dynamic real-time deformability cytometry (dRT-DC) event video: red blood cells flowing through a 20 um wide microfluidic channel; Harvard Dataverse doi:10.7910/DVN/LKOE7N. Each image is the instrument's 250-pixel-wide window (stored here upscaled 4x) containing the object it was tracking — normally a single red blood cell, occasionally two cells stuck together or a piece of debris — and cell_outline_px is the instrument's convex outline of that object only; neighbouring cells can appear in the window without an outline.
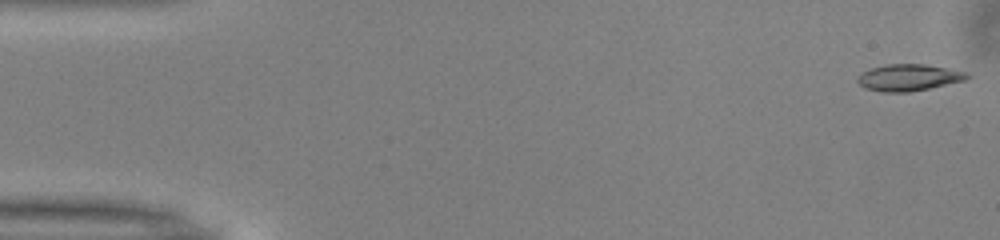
{"species": "common noctule bat (a hibernating species)", "species_latin": "Nyctalus noctula", "temperature_condition": "warm", "stored_images_in_passage": 51, "camera_frame_rate_fps": 3000, "um_per_image_px": 0.085, "animal": {"sex": "male", "body_mass_g": 13.0, "forearm_length_mm": 53.1}, "frame": {"image": 1, "passage_image": 1, "time_ms": 0.0, "image_size_px": [1000, 240], "cell_outline_px": [[972, 76], [964, 80], [928, 88], [908, 92], [884, 92], [864, 88], [856, 80], [864, 72], [872, 68], [884, 64], [924, 64], [968, 72]], "centroid_in_image_um": [77.25, 6.58], "position_along_channel_um": 7.8, "area_um2": 16.76}}
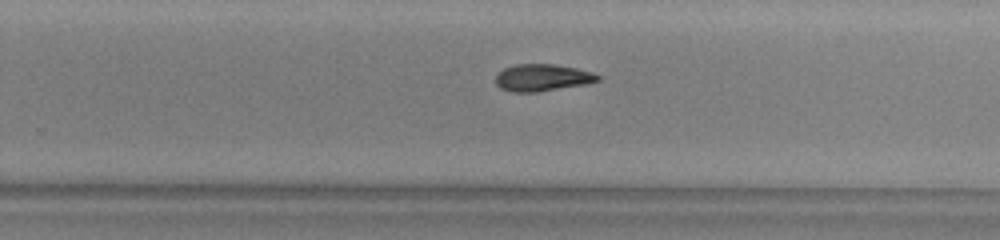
{"frame": {"image": 2, "passage_image": 32, "time_ms": 10.333, "image_size_px": [1000, 240], "cell_outline_px": [[600, 80], [588, 84], [540, 92], [512, 92], [500, 88], [496, 84], [496, 76], [504, 68], [516, 64], [556, 64], [576, 68], [592, 72], [600, 76]], "centroid_in_image_um": [46.12, 6.61], "position_along_channel_um": 283.7, "area_um2": 16.24}}
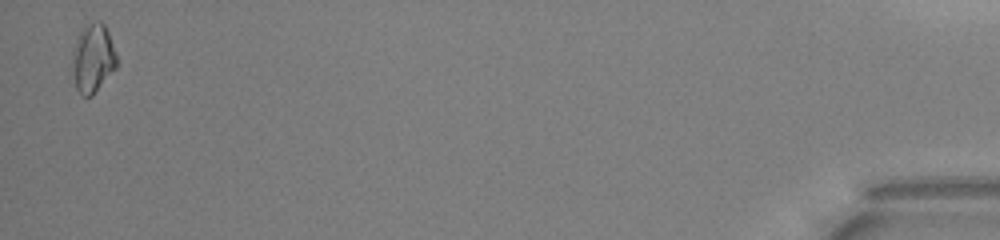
{"frame": {"image": 3, "passage_image": 50, "time_ms": 16.333, "image_size_px": [1000, 240], "cell_outline_px": [[116, 68], [92, 96], [80, 96], [76, 88], [72, 52], [72, 48], [80, 28], [84, 24], [100, 20], [104, 24], [108, 32], [116, 56]], "centroid_in_image_um": [7.88, 4.92], "position_along_channel_um": 427.3, "area_um2": 17.74}, "authors_computed_cell_mechanics": {"area_um2": 16.473, "velocity_mm_per_s": 4.0152, "shape_relaxation_time_tau1_ms": 5.3484, "shape_relaxation_time_tau2_ms": null, "deformation_change_tau1": 0.1802, "deformation_change_tau2": null}}